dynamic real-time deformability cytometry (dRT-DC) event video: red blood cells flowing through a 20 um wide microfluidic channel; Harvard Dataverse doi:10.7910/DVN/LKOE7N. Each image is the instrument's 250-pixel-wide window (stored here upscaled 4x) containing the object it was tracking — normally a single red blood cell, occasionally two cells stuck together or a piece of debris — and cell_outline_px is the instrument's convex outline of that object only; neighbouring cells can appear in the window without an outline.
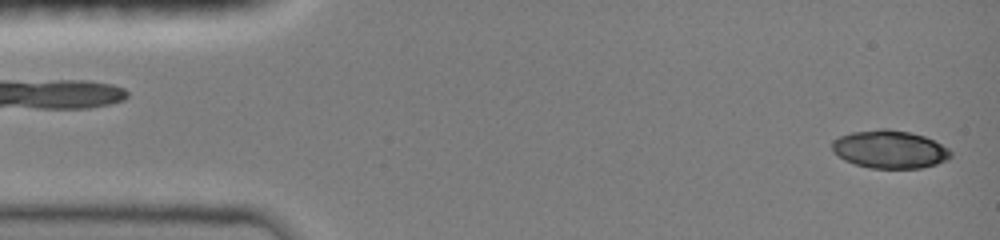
{"species": "common noctule bat (a hibernating species)", "species_latin": "Nyctalus noctula", "temperature_condition": "room temperature", "stored_images_in_passage": 46, "camera_frame_rate_fps": 3000, "um_per_image_px": 0.085, "animal": {"sex": "female", "body_mass_g": 19.0, "forearm_length_mm": 51.5}, "frame": {"image": 1, "passage_image": 1, "time_ms": 0.0, "image_size_px": [1000, 240], "cell_outline_px": [[952, 156], [948, 160], [936, 164], [920, 168], [868, 168], [844, 160], [832, 152], [832, 140], [840, 136], [852, 132], [880, 128], [888, 128], [908, 132], [924, 136], [948, 148], [952, 152]], "centroid_in_image_um": [75.61, 12.69], "position_along_channel_um": 9.4, "area_um2": 26.36}}
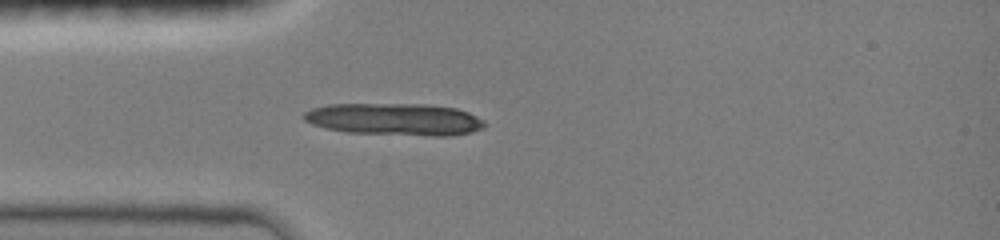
{"frame": {"image": 2, "passage_image": 12, "time_ms": 3.667, "image_size_px": [1000, 240], "cell_outline_px": [[484, 128], [472, 132], [448, 136], [432, 136], [348, 132], [324, 128], [312, 124], [304, 120], [300, 116], [304, 112], [312, 108], [328, 104], [424, 104], [456, 108], [468, 112], [484, 120]], "centroid_in_image_um": [33.52, 10.14], "position_along_channel_um": 51.5, "area_um2": 33.99}}